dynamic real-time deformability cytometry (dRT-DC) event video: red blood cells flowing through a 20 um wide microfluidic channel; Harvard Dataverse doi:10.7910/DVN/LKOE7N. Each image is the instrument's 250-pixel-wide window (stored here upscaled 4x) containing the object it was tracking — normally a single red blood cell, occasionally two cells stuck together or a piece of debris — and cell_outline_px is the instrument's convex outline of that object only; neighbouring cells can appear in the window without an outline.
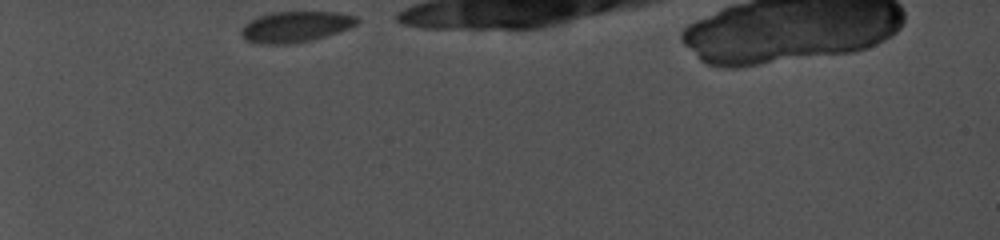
{"species": "common noctule bat (a hibernating species)", "species_latin": "Nyctalus noctula", "temperature_condition": "cold", "stored_images_in_passage": 21, "camera_frame_rate_fps": 5000, "um_per_image_px": 0.085, "animal": {"sex": "female", "body_mass_g": 19.0, "forearm_length_mm": 56.7}, "frame": {"image": 1, "passage_image": 1, "time_ms": 0.0, "image_size_px": [1000, 240], "cell_outline_px": [[360, 20], [356, 24], [348, 28], [312, 40], [288, 44], [260, 44], [244, 40], [240, 32], [244, 24], [256, 16], [272, 12], [340, 12], [356, 16]], "centroid_in_image_um": [25.07, 2.27], "position_along_channel_um": 59.9, "area_um2": 20.87}}
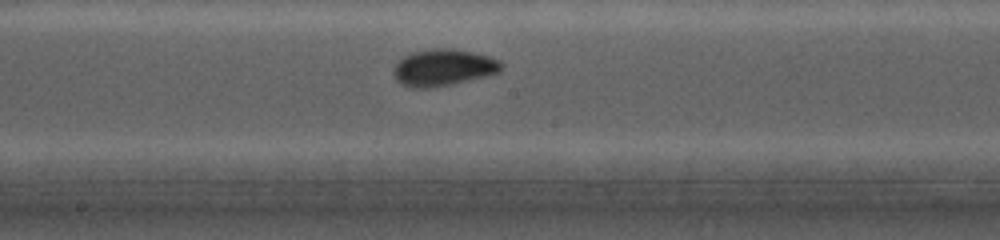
{"frame": {"image": 2, "passage_image": 13, "time_ms": 5.0, "image_size_px": [1000, 240], "cell_outline_px": [[504, 68], [500, 72], [436, 88], [412, 88], [400, 84], [396, 80], [392, 72], [396, 64], [404, 56], [412, 52], [432, 48], [452, 48], [472, 52], [488, 56], [500, 60], [504, 64]], "centroid_in_image_um": [37.68, 5.75], "position_along_channel_um": 210.5, "area_um2": 23.29}}
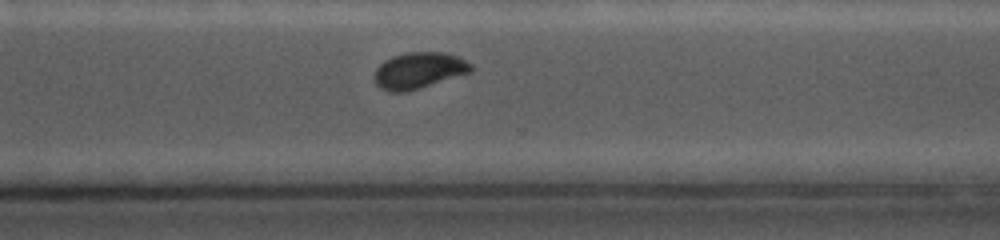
{"frame": {"image": 3, "passage_image": 20, "time_ms": 8.2, "image_size_px": [1000, 240], "cell_outline_px": [[472, 72], [420, 88], [404, 92], [392, 92], [380, 88], [372, 80], [372, 76], [376, 68], [384, 60], [392, 56], [408, 52], [444, 52], [456, 56], [472, 64]], "centroid_in_image_um": [35.56, 5.99], "position_along_channel_um": 335.0, "area_um2": 20.58}}